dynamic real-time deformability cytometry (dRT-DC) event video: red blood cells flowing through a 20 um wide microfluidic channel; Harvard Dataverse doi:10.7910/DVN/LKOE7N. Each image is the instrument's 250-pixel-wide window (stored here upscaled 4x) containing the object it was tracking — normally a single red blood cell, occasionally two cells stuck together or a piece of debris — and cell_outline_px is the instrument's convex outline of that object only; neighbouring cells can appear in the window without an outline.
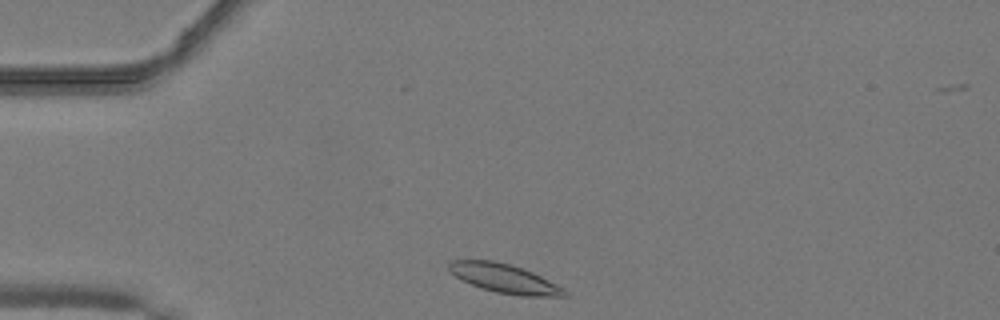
{"species": "common noctule bat (a hibernating species)", "species_latin": "Nyctalus noctula", "temperature_condition": "warm", "stored_images_in_passage": 39, "camera_frame_rate_fps": 3000, "um_per_image_px": 0.085, "animal": {"sex": "male", "body_mass_g": 19.2, "forearm_length_mm": 51.8}, "frame": {"image": 1, "passage_image": 1, "time_ms": 0.0, "image_size_px": [1000, 320], "cell_outline_px": [[568, 296], [520, 296], [496, 292], [480, 288], [456, 276], [448, 268], [448, 260], [496, 260], [532, 272], [564, 288], [568, 292]], "centroid_in_image_um": [42.88, 23.67], "position_along_channel_um": 42.1, "area_um2": 19.31}}
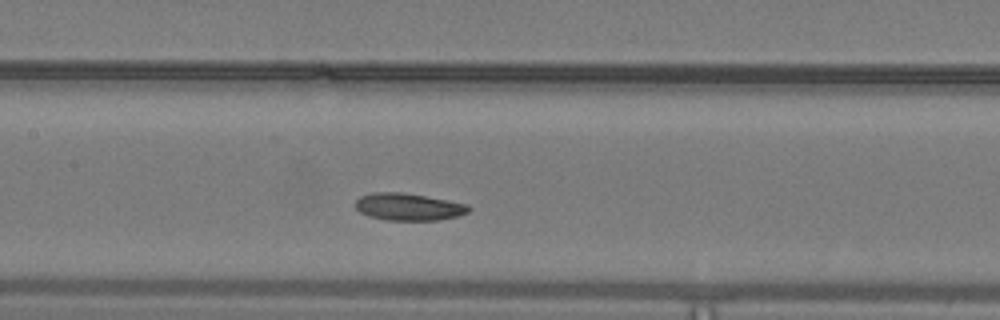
{"frame": {"image": 2, "passage_image": 13, "time_ms": 4.0, "image_size_px": [1000, 320], "cell_outline_px": [[472, 208], [468, 212], [460, 216], [440, 220], [384, 220], [368, 216], [360, 212], [356, 208], [356, 200], [360, 196], [372, 192], [404, 192], [468, 204]], "centroid_in_image_um": [34.74, 17.58], "position_along_channel_um": 172.7, "area_um2": 18.15}}
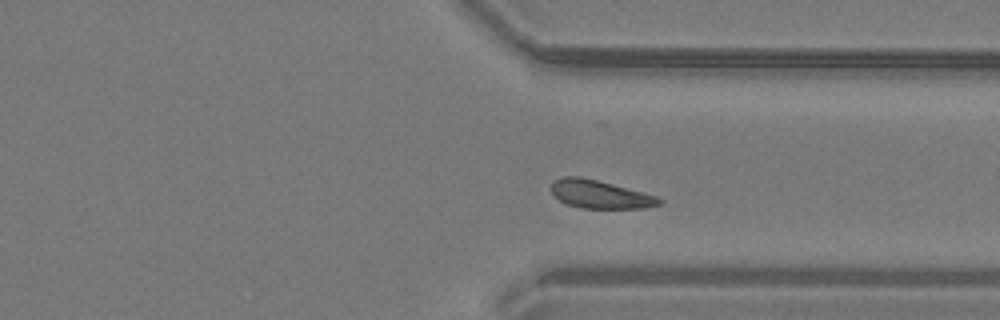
{"frame": {"image": 3, "passage_image": 27, "time_ms": 8.667, "image_size_px": [1000, 320], "cell_outline_px": [[664, 200], [660, 204], [644, 208], [580, 208], [568, 204], [560, 200], [552, 192], [552, 180], [564, 176], [580, 176], [612, 184], [656, 196]], "centroid_in_image_um": [50.98, 16.51], "position_along_channel_um": 360.4, "area_um2": 17.46}, "authors_computed_cell_mechanics": {"area_um2": 18.0914, "velocity_mm_per_s": 4.0189, "shape_relaxation_time_tau1_ms": 4.3034, "shape_relaxation_time_tau2_ms": null, "deformation_change_tau1": 0.0925, "deformation_change_tau2": null}}